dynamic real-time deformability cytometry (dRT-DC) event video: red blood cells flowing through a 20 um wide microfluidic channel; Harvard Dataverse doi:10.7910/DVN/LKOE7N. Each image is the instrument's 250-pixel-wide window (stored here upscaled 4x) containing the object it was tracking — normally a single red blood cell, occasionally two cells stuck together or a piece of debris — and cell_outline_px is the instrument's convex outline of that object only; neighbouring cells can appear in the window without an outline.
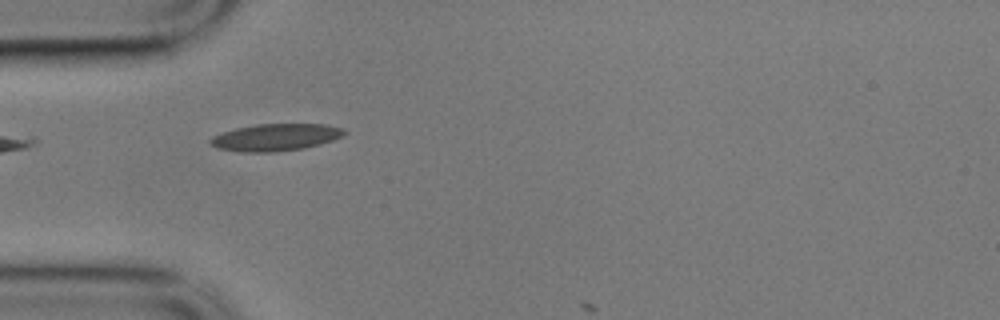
{"species": "common noctule bat (a hibernating species)", "species_latin": "Nyctalus noctula", "temperature_condition": "cold", "stored_images_in_passage": 6, "camera_frame_rate_fps": 3000, "um_per_image_px": 0.085, "animal": {"sex": "male", "body_mass_g": 17.9}, "frame": {"image": 1, "passage_image": 5, "time_ms": 1.333, "image_size_px": [1000, 320], "cell_outline_px": [[348, 132], [344, 136], [320, 144], [304, 148], [276, 152], [240, 152], [216, 148], [208, 144], [208, 140], [212, 136], [236, 128], [256, 124], [328, 124], [344, 128]], "centroid_in_image_um": [23.43, 11.67], "position_along_channel_um": 61.6, "area_um2": 21.44}}